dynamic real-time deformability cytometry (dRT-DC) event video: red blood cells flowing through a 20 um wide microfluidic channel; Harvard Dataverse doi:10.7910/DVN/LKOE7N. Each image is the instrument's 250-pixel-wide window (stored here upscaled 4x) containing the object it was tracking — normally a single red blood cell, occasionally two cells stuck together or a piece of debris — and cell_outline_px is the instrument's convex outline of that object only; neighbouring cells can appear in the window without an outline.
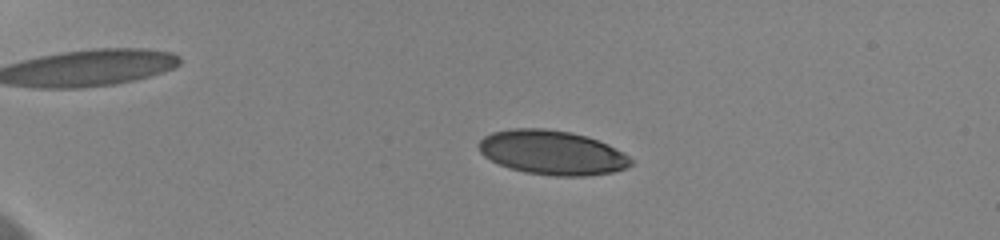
{"species": "human", "species_latin": "Homo sapiens", "temperature_condition": "cold", "stored_images_in_passage": 16, "camera_frame_rate_fps": 3000, "um_per_image_px": 0.085, "donor": {"sex": "female"}, "frame": {"image": 1, "passage_image": 7, "time_ms": 2.0, "image_size_px": [1000, 240], "cell_outline_px": [[632, 164], [624, 168], [612, 172], [584, 176], [552, 176], [524, 172], [508, 168], [484, 156], [480, 152], [480, 140], [484, 136], [492, 132], [512, 128], [544, 128], [572, 132], [588, 136], [608, 144], [624, 152], [632, 160]], "centroid_in_image_um": [46.94, 12.96], "position_along_channel_um": 38.1, "area_um2": 39.36}}